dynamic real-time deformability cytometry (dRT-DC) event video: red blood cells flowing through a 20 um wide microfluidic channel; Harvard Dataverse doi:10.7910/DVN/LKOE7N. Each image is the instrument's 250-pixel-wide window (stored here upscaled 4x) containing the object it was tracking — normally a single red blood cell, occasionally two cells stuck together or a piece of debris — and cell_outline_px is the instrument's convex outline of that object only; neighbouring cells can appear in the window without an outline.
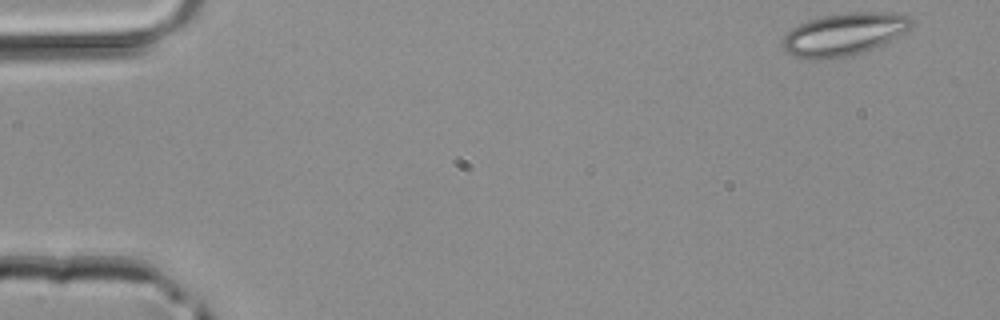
{"species": "common noctule bat (a hibernating species)", "species_latin": "Nyctalus noctula", "temperature_condition": "room temperature", "stored_images_in_passage": 43, "camera_frame_rate_fps": 3000, "um_per_image_px": 0.085, "animal": {"sex": "male", "body_mass_g": 20.4}, "frame": {"image": 1, "passage_image": 1, "time_ms": 0.0, "image_size_px": [1000, 320], "cell_outline_px": [[916, 24], [904, 32], [872, 48], [848, 56], [816, 60], [812, 60], [796, 56], [784, 52], [780, 44], [784, 36], [792, 28], [808, 20], [824, 16], [856, 12], [888, 12], [912, 16]], "centroid_in_image_um": [71.72, 2.9], "position_along_channel_um": 13.3, "area_um2": 31.73}}
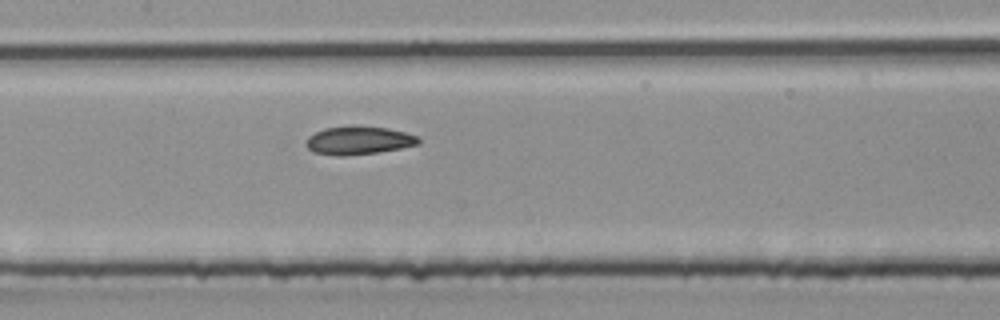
{"frame": {"image": 2, "passage_image": 20, "time_ms": 6.333, "image_size_px": [1000, 320], "cell_outline_px": [[420, 144], [400, 148], [376, 152], [344, 156], [312, 152], [304, 144], [308, 136], [324, 128], [388, 128], [404, 132], [416, 136], [420, 140]], "centroid_in_image_um": [30.46, 11.97], "position_along_channel_um": 176.9, "area_um2": 17.74}}
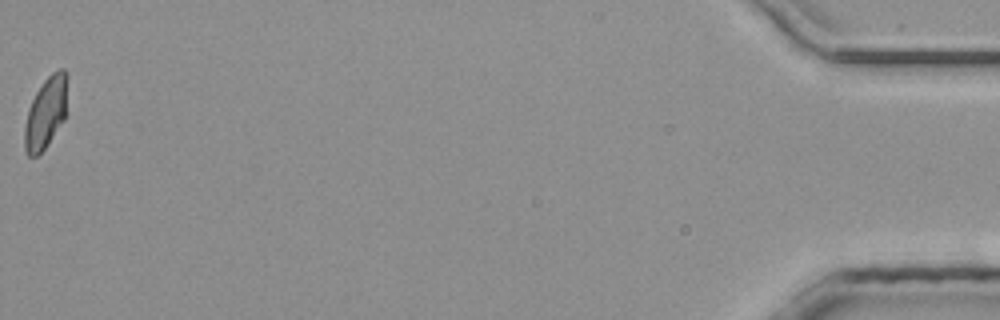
{"frame": {"image": 3, "passage_image": 43, "time_ms": 14.0, "image_size_px": [1000, 320], "cell_outline_px": [[68, 112], [64, 120], [44, 148], [36, 156], [28, 156], [24, 148], [24, 128], [28, 108], [36, 92], [44, 80], [52, 72], [60, 68], [64, 68]], "centroid_in_image_um": [3.89, 9.59], "position_along_channel_um": 431.3, "area_um2": 17.74}}